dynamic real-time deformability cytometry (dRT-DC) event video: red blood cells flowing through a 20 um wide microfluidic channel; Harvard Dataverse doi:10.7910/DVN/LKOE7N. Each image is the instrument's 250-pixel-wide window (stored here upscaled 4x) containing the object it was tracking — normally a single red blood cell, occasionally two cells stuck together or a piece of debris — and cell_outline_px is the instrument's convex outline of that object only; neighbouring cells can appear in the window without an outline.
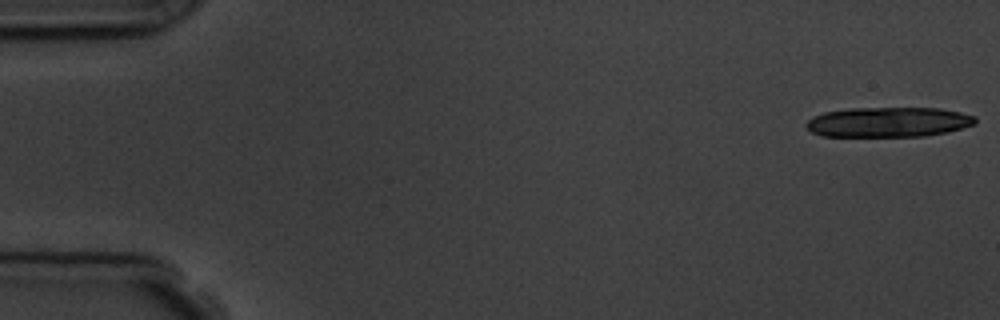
{"species": "common noctule bat (a hibernating species)", "species_latin": "Nyctalus noctula", "temperature_condition": "room temperature", "stored_images_in_passage": 6, "camera_frame_rate_fps": 3000, "um_per_image_px": 0.085, "animal": {"sex": "male", "body_mass_g": 19.5, "forearm_length_mm": 54.6}, "frame": {"image": 1, "passage_image": 1, "time_ms": 0.0, "image_size_px": [1000, 320], "cell_outline_px": [[976, 124], [948, 132], [924, 136], [820, 136], [812, 132], [804, 124], [812, 116], [824, 112], [852, 108], [940, 108], [960, 112], [976, 116]], "centroid_in_image_um": [75.52, 10.37], "position_along_channel_um": 9.5, "area_um2": 29.65}}